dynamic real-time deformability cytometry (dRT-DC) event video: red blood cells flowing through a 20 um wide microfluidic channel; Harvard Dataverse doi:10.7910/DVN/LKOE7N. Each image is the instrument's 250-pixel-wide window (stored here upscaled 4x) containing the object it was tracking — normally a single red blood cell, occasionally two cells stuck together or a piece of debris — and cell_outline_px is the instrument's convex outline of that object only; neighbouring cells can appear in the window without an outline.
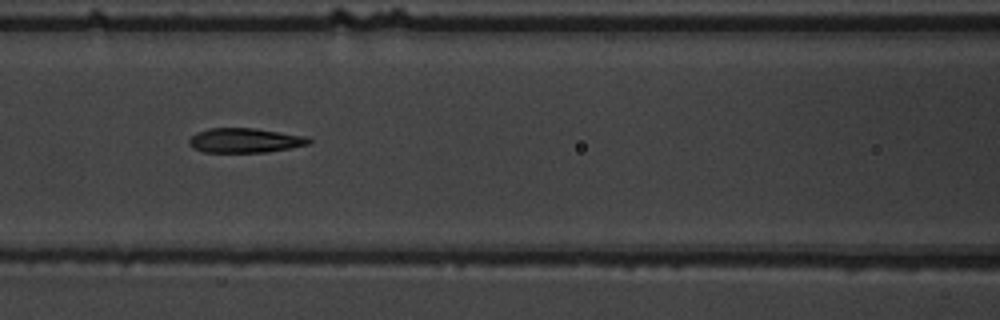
{"species": "common noctule bat (a hibernating species)", "species_latin": "Nyctalus noctula", "temperature_condition": "warm", "stored_images_in_passage": 11, "camera_frame_rate_fps": 3000, "um_per_image_px": 0.085, "animal": {"sex": "male", "body_mass_g": 19.5, "forearm_length_mm": 54.6}, "frame": {"image": 1, "passage_image": 7, "time_ms": 7.667, "image_size_px": [1000, 320], "cell_outline_px": [[312, 140], [308, 144], [268, 152], [204, 152], [192, 148], [188, 144], [188, 140], [196, 132], [208, 128], [256, 128], [308, 136]], "centroid_in_image_um": [20.8, 11.93], "position_along_channel_um": 145.8, "area_um2": 17.28}}
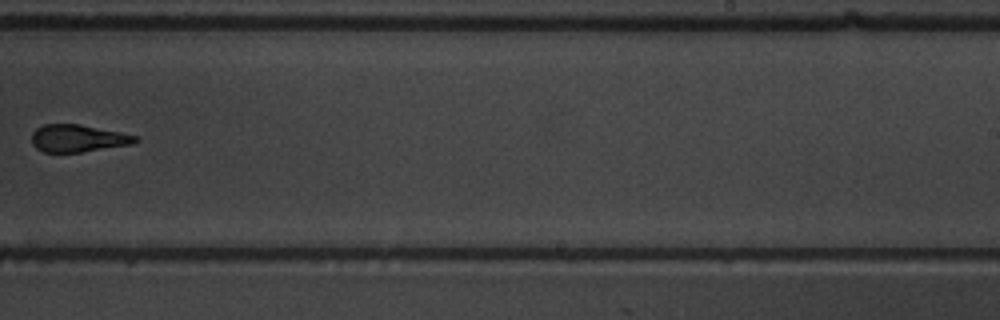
{"frame": {"image": 2, "passage_image": 10, "time_ms": 11.333, "image_size_px": [1000, 320], "cell_outline_px": [[140, 140], [132, 144], [80, 152], [44, 152], [36, 148], [32, 144], [32, 132], [36, 128], [44, 124], [80, 124], [120, 132], [136, 136]], "centroid_in_image_um": [6.6, 11.75], "position_along_channel_um": 282.4, "area_um2": 16.47}}
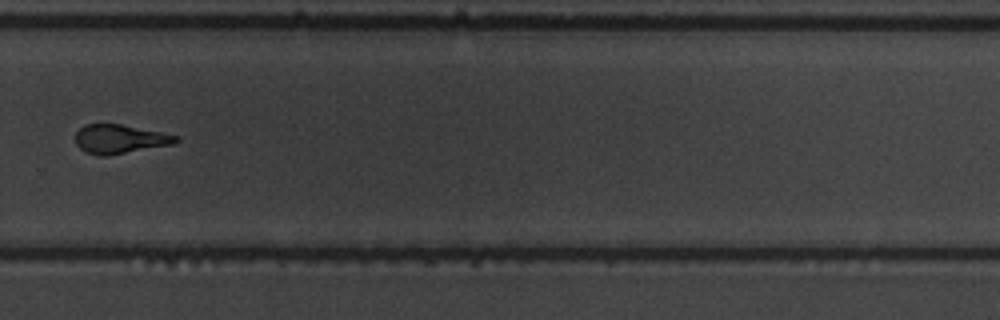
{"frame": {"image": 3, "passage_image": 11, "time_ms": 12.333, "image_size_px": [1000, 320], "cell_outline_px": [[180, 140], [172, 144], [108, 156], [100, 156], [88, 152], [80, 148], [76, 144], [76, 132], [84, 124], [120, 124], [160, 132], [176, 136]], "centroid_in_image_um": [10.15, 11.82], "position_along_channel_um": 319.6, "area_um2": 16.7}}